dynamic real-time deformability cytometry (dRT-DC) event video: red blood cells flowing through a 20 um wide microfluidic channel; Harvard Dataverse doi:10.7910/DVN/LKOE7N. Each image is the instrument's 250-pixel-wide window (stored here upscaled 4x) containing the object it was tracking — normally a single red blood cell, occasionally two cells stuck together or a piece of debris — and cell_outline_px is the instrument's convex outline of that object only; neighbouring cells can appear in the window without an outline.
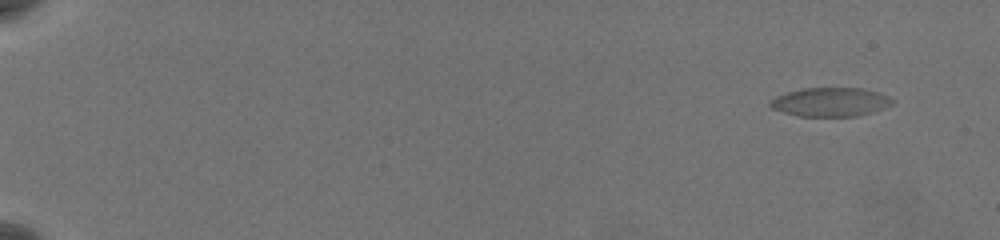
{"species": "common noctule bat (a hibernating species)", "species_latin": "Nyctalus noctula", "temperature_condition": "warm", "stored_images_in_passage": 60, "camera_frame_rate_fps": 3000, "um_per_image_px": 0.085, "animal": {"sex": "female", "body_mass_g": 19.5, "forearm_length_mm": 54.1}, "frame": {"image": 1, "passage_image": 1, "time_ms": 0.0, "image_size_px": [1000, 240], "cell_outline_px": [[896, 100], [892, 104], [884, 108], [872, 112], [856, 116], [800, 116], [784, 112], [772, 108], [768, 104], [768, 100], [776, 96], [788, 92], [804, 88], [860, 88], [876, 92], [888, 96]], "centroid_in_image_um": [70.58, 8.67], "position_along_channel_um": 14.4, "area_um2": 20.46}}
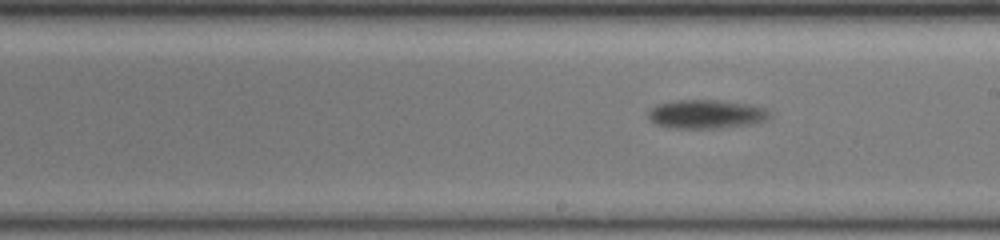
{"frame": {"image": 2, "passage_image": 36, "time_ms": 11.667, "image_size_px": [1000, 240], "cell_outline_px": [[772, 116], [768, 120], [756, 124], [716, 128], [676, 128], [656, 124], [648, 116], [648, 112], [656, 104], [676, 100], [716, 100], [748, 104], [764, 108], [772, 112]], "centroid_in_image_um": [60.1, 9.7], "position_along_channel_um": 228.9, "area_um2": 20.46}}
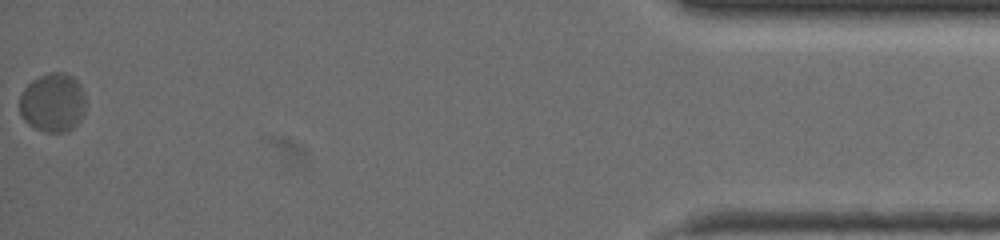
{"frame": {"image": 3, "passage_image": 60, "time_ms": 19.667, "image_size_px": [1000, 240], "cell_outline_px": [[84, 112], [80, 120], [68, 132], [48, 132], [36, 128], [28, 124], [24, 120], [20, 112], [20, 96], [24, 88], [32, 80], [48, 72], [64, 72], [72, 76], [80, 84], [84, 92]], "centroid_in_image_um": [4.49, 8.71], "position_along_channel_um": 430.7, "area_um2": 22.72}, "authors_computed_cell_mechanics": {"area_um2": 20.4034, "velocity_mm_per_s": 3.4966, "shape_relaxation_time_tau1_ms": 7.2594, "shape_relaxation_time_tau2_ms": null, "deformation_change_tau1": 0.2183, "deformation_change_tau2": null}}